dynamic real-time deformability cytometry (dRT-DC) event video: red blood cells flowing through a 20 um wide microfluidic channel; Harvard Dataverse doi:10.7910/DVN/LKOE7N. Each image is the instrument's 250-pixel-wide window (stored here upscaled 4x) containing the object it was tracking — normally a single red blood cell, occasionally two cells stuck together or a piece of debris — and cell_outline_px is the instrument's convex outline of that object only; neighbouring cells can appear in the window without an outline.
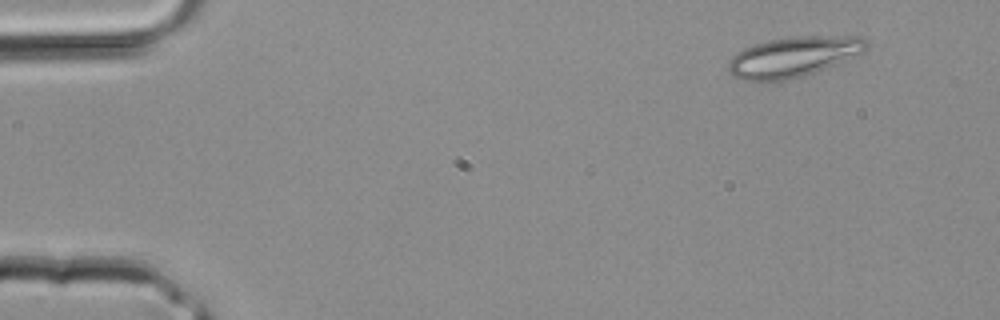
{"species": "common noctule bat (a hibernating species)", "species_latin": "Nyctalus noctula", "temperature_condition": "room temperature", "stored_images_in_passage": 3, "camera_frame_rate_fps": 3000, "um_per_image_px": 0.085, "animal": {"sex": "male", "body_mass_g": 20.4}, "frame": {"image": 1, "passage_image": 1, "time_ms": 0.0, "image_size_px": [1000, 320], "cell_outline_px": [[868, 48], [864, 52], [824, 68], [800, 76], [784, 80], [760, 84], [744, 80], [732, 76], [728, 68], [728, 60], [736, 52], [744, 48], [768, 40], [796, 36], [860, 36], [868, 40]], "centroid_in_image_um": [67.39, 4.84], "position_along_channel_um": 17.6, "area_um2": 32.54}}